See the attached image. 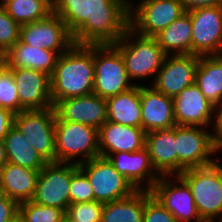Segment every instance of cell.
Masks as SVG:
<instances>
[{"label":"cell","instance_id":"cell-1","mask_svg":"<svg viewBox=\"0 0 222 222\" xmlns=\"http://www.w3.org/2000/svg\"><path fill=\"white\" fill-rule=\"evenodd\" d=\"M75 44H115L129 28V0H52Z\"/></svg>","mask_w":222,"mask_h":222},{"label":"cell","instance_id":"cell-2","mask_svg":"<svg viewBox=\"0 0 222 222\" xmlns=\"http://www.w3.org/2000/svg\"><path fill=\"white\" fill-rule=\"evenodd\" d=\"M51 81V100L85 96L93 93L94 45L73 44L59 55Z\"/></svg>","mask_w":222,"mask_h":222},{"label":"cell","instance_id":"cell-3","mask_svg":"<svg viewBox=\"0 0 222 222\" xmlns=\"http://www.w3.org/2000/svg\"><path fill=\"white\" fill-rule=\"evenodd\" d=\"M178 176L190 188L200 218L204 222H222L221 162L186 169Z\"/></svg>","mask_w":222,"mask_h":222},{"label":"cell","instance_id":"cell-4","mask_svg":"<svg viewBox=\"0 0 222 222\" xmlns=\"http://www.w3.org/2000/svg\"><path fill=\"white\" fill-rule=\"evenodd\" d=\"M114 45L120 50L131 81L148 77L155 80L166 54L154 37L139 35L128 28Z\"/></svg>","mask_w":222,"mask_h":222},{"label":"cell","instance_id":"cell-5","mask_svg":"<svg viewBox=\"0 0 222 222\" xmlns=\"http://www.w3.org/2000/svg\"><path fill=\"white\" fill-rule=\"evenodd\" d=\"M136 85L130 80L120 50L114 44L94 45L93 93L107 99Z\"/></svg>","mask_w":222,"mask_h":222},{"label":"cell","instance_id":"cell-6","mask_svg":"<svg viewBox=\"0 0 222 222\" xmlns=\"http://www.w3.org/2000/svg\"><path fill=\"white\" fill-rule=\"evenodd\" d=\"M55 152L56 162L78 165L100 156L98 130L82 123L56 121Z\"/></svg>","mask_w":222,"mask_h":222},{"label":"cell","instance_id":"cell-7","mask_svg":"<svg viewBox=\"0 0 222 222\" xmlns=\"http://www.w3.org/2000/svg\"><path fill=\"white\" fill-rule=\"evenodd\" d=\"M185 12L180 0H140L138 4L129 0V28L154 37Z\"/></svg>","mask_w":222,"mask_h":222},{"label":"cell","instance_id":"cell-8","mask_svg":"<svg viewBox=\"0 0 222 222\" xmlns=\"http://www.w3.org/2000/svg\"><path fill=\"white\" fill-rule=\"evenodd\" d=\"M56 113L53 107L45 110H24L14 114L13 125L47 163L56 162Z\"/></svg>","mask_w":222,"mask_h":222},{"label":"cell","instance_id":"cell-9","mask_svg":"<svg viewBox=\"0 0 222 222\" xmlns=\"http://www.w3.org/2000/svg\"><path fill=\"white\" fill-rule=\"evenodd\" d=\"M207 129L175 125L178 175L186 169L204 167L219 161L213 157L216 155L213 132Z\"/></svg>","mask_w":222,"mask_h":222},{"label":"cell","instance_id":"cell-10","mask_svg":"<svg viewBox=\"0 0 222 222\" xmlns=\"http://www.w3.org/2000/svg\"><path fill=\"white\" fill-rule=\"evenodd\" d=\"M94 192V201L108 203L125 198L136 189L113 167L107 158L98 156L80 163Z\"/></svg>","mask_w":222,"mask_h":222},{"label":"cell","instance_id":"cell-11","mask_svg":"<svg viewBox=\"0 0 222 222\" xmlns=\"http://www.w3.org/2000/svg\"><path fill=\"white\" fill-rule=\"evenodd\" d=\"M187 12L192 24V54L222 55V4Z\"/></svg>","mask_w":222,"mask_h":222},{"label":"cell","instance_id":"cell-12","mask_svg":"<svg viewBox=\"0 0 222 222\" xmlns=\"http://www.w3.org/2000/svg\"><path fill=\"white\" fill-rule=\"evenodd\" d=\"M73 176V163L48 162L40 171L31 201L63 209L70 204L69 186Z\"/></svg>","mask_w":222,"mask_h":222},{"label":"cell","instance_id":"cell-13","mask_svg":"<svg viewBox=\"0 0 222 222\" xmlns=\"http://www.w3.org/2000/svg\"><path fill=\"white\" fill-rule=\"evenodd\" d=\"M19 41L54 52H66L74 44L65 22L54 12L44 19L22 25Z\"/></svg>","mask_w":222,"mask_h":222},{"label":"cell","instance_id":"cell-14","mask_svg":"<svg viewBox=\"0 0 222 222\" xmlns=\"http://www.w3.org/2000/svg\"><path fill=\"white\" fill-rule=\"evenodd\" d=\"M151 193L178 222H204L197 211L190 188L178 175L161 176Z\"/></svg>","mask_w":222,"mask_h":222},{"label":"cell","instance_id":"cell-15","mask_svg":"<svg viewBox=\"0 0 222 222\" xmlns=\"http://www.w3.org/2000/svg\"><path fill=\"white\" fill-rule=\"evenodd\" d=\"M199 58L196 54L166 55L151 86L168 97H176L195 83Z\"/></svg>","mask_w":222,"mask_h":222},{"label":"cell","instance_id":"cell-16","mask_svg":"<svg viewBox=\"0 0 222 222\" xmlns=\"http://www.w3.org/2000/svg\"><path fill=\"white\" fill-rule=\"evenodd\" d=\"M53 108L56 121L82 123L97 130L107 121V101L95 93L58 100Z\"/></svg>","mask_w":222,"mask_h":222},{"label":"cell","instance_id":"cell-17","mask_svg":"<svg viewBox=\"0 0 222 222\" xmlns=\"http://www.w3.org/2000/svg\"><path fill=\"white\" fill-rule=\"evenodd\" d=\"M174 119L179 126L212 128L216 106L213 105L194 83L173 98ZM213 118V119H212Z\"/></svg>","mask_w":222,"mask_h":222},{"label":"cell","instance_id":"cell-18","mask_svg":"<svg viewBox=\"0 0 222 222\" xmlns=\"http://www.w3.org/2000/svg\"><path fill=\"white\" fill-rule=\"evenodd\" d=\"M20 101V112L53 107L50 76L29 68H10Z\"/></svg>","mask_w":222,"mask_h":222},{"label":"cell","instance_id":"cell-19","mask_svg":"<svg viewBox=\"0 0 222 222\" xmlns=\"http://www.w3.org/2000/svg\"><path fill=\"white\" fill-rule=\"evenodd\" d=\"M106 158L135 189L151 190L161 177L146 147L135 152L112 153Z\"/></svg>","mask_w":222,"mask_h":222},{"label":"cell","instance_id":"cell-20","mask_svg":"<svg viewBox=\"0 0 222 222\" xmlns=\"http://www.w3.org/2000/svg\"><path fill=\"white\" fill-rule=\"evenodd\" d=\"M146 132L139 127L111 121L98 130V149L101 157L117 152H135L145 147Z\"/></svg>","mask_w":222,"mask_h":222},{"label":"cell","instance_id":"cell-21","mask_svg":"<svg viewBox=\"0 0 222 222\" xmlns=\"http://www.w3.org/2000/svg\"><path fill=\"white\" fill-rule=\"evenodd\" d=\"M141 118L145 132L173 128L176 125L173 98L151 85H141Z\"/></svg>","mask_w":222,"mask_h":222},{"label":"cell","instance_id":"cell-22","mask_svg":"<svg viewBox=\"0 0 222 222\" xmlns=\"http://www.w3.org/2000/svg\"><path fill=\"white\" fill-rule=\"evenodd\" d=\"M145 147L149 151L153 167L160 176L178 175L175 126L146 132Z\"/></svg>","mask_w":222,"mask_h":222},{"label":"cell","instance_id":"cell-23","mask_svg":"<svg viewBox=\"0 0 222 222\" xmlns=\"http://www.w3.org/2000/svg\"><path fill=\"white\" fill-rule=\"evenodd\" d=\"M40 171L7 162L0 169V193L18 204L31 201Z\"/></svg>","mask_w":222,"mask_h":222},{"label":"cell","instance_id":"cell-24","mask_svg":"<svg viewBox=\"0 0 222 222\" xmlns=\"http://www.w3.org/2000/svg\"><path fill=\"white\" fill-rule=\"evenodd\" d=\"M48 49L29 46L19 40L7 51L9 68H29L51 76L60 54Z\"/></svg>","mask_w":222,"mask_h":222},{"label":"cell","instance_id":"cell-25","mask_svg":"<svg viewBox=\"0 0 222 222\" xmlns=\"http://www.w3.org/2000/svg\"><path fill=\"white\" fill-rule=\"evenodd\" d=\"M106 101L107 121L142 128L140 84Z\"/></svg>","mask_w":222,"mask_h":222},{"label":"cell","instance_id":"cell-26","mask_svg":"<svg viewBox=\"0 0 222 222\" xmlns=\"http://www.w3.org/2000/svg\"><path fill=\"white\" fill-rule=\"evenodd\" d=\"M154 38L166 55L192 54V24L189 13L186 11Z\"/></svg>","mask_w":222,"mask_h":222},{"label":"cell","instance_id":"cell-27","mask_svg":"<svg viewBox=\"0 0 222 222\" xmlns=\"http://www.w3.org/2000/svg\"><path fill=\"white\" fill-rule=\"evenodd\" d=\"M150 193L136 189L125 198L103 203L101 222H143L145 198Z\"/></svg>","mask_w":222,"mask_h":222},{"label":"cell","instance_id":"cell-28","mask_svg":"<svg viewBox=\"0 0 222 222\" xmlns=\"http://www.w3.org/2000/svg\"><path fill=\"white\" fill-rule=\"evenodd\" d=\"M195 84L213 105L222 103V55L200 56Z\"/></svg>","mask_w":222,"mask_h":222},{"label":"cell","instance_id":"cell-29","mask_svg":"<svg viewBox=\"0 0 222 222\" xmlns=\"http://www.w3.org/2000/svg\"><path fill=\"white\" fill-rule=\"evenodd\" d=\"M7 162L41 171L47 163L13 125L3 139Z\"/></svg>","mask_w":222,"mask_h":222},{"label":"cell","instance_id":"cell-30","mask_svg":"<svg viewBox=\"0 0 222 222\" xmlns=\"http://www.w3.org/2000/svg\"><path fill=\"white\" fill-rule=\"evenodd\" d=\"M2 6L20 26L44 19L53 12L52 0H11Z\"/></svg>","mask_w":222,"mask_h":222},{"label":"cell","instance_id":"cell-31","mask_svg":"<svg viewBox=\"0 0 222 222\" xmlns=\"http://www.w3.org/2000/svg\"><path fill=\"white\" fill-rule=\"evenodd\" d=\"M18 214L23 222H62L65 211L60 208L25 201L19 204Z\"/></svg>","mask_w":222,"mask_h":222},{"label":"cell","instance_id":"cell-32","mask_svg":"<svg viewBox=\"0 0 222 222\" xmlns=\"http://www.w3.org/2000/svg\"><path fill=\"white\" fill-rule=\"evenodd\" d=\"M70 203H84L94 201V192L86 174L73 164V176L69 186Z\"/></svg>","mask_w":222,"mask_h":222},{"label":"cell","instance_id":"cell-33","mask_svg":"<svg viewBox=\"0 0 222 222\" xmlns=\"http://www.w3.org/2000/svg\"><path fill=\"white\" fill-rule=\"evenodd\" d=\"M103 203L98 201L70 203L65 216L73 222H101Z\"/></svg>","mask_w":222,"mask_h":222},{"label":"cell","instance_id":"cell-34","mask_svg":"<svg viewBox=\"0 0 222 222\" xmlns=\"http://www.w3.org/2000/svg\"><path fill=\"white\" fill-rule=\"evenodd\" d=\"M0 106L10 110L14 114L20 112V101L18 98L13 73L9 70L0 81Z\"/></svg>","mask_w":222,"mask_h":222},{"label":"cell","instance_id":"cell-35","mask_svg":"<svg viewBox=\"0 0 222 222\" xmlns=\"http://www.w3.org/2000/svg\"><path fill=\"white\" fill-rule=\"evenodd\" d=\"M20 25L0 5V45L8 51L18 40Z\"/></svg>","mask_w":222,"mask_h":222},{"label":"cell","instance_id":"cell-36","mask_svg":"<svg viewBox=\"0 0 222 222\" xmlns=\"http://www.w3.org/2000/svg\"><path fill=\"white\" fill-rule=\"evenodd\" d=\"M143 222H178L176 218L150 193L145 198Z\"/></svg>","mask_w":222,"mask_h":222},{"label":"cell","instance_id":"cell-37","mask_svg":"<svg viewBox=\"0 0 222 222\" xmlns=\"http://www.w3.org/2000/svg\"><path fill=\"white\" fill-rule=\"evenodd\" d=\"M19 204L0 193V222H8L18 214Z\"/></svg>","mask_w":222,"mask_h":222},{"label":"cell","instance_id":"cell-38","mask_svg":"<svg viewBox=\"0 0 222 222\" xmlns=\"http://www.w3.org/2000/svg\"><path fill=\"white\" fill-rule=\"evenodd\" d=\"M213 122L214 145L218 153L222 151V103L216 106L215 121Z\"/></svg>","mask_w":222,"mask_h":222},{"label":"cell","instance_id":"cell-39","mask_svg":"<svg viewBox=\"0 0 222 222\" xmlns=\"http://www.w3.org/2000/svg\"><path fill=\"white\" fill-rule=\"evenodd\" d=\"M14 113L0 106V140L3 141L13 126Z\"/></svg>","mask_w":222,"mask_h":222},{"label":"cell","instance_id":"cell-40","mask_svg":"<svg viewBox=\"0 0 222 222\" xmlns=\"http://www.w3.org/2000/svg\"><path fill=\"white\" fill-rule=\"evenodd\" d=\"M186 11L199 8L222 4V0H180Z\"/></svg>","mask_w":222,"mask_h":222},{"label":"cell","instance_id":"cell-41","mask_svg":"<svg viewBox=\"0 0 222 222\" xmlns=\"http://www.w3.org/2000/svg\"><path fill=\"white\" fill-rule=\"evenodd\" d=\"M7 163V154L4 142L0 140V169Z\"/></svg>","mask_w":222,"mask_h":222},{"label":"cell","instance_id":"cell-42","mask_svg":"<svg viewBox=\"0 0 222 222\" xmlns=\"http://www.w3.org/2000/svg\"><path fill=\"white\" fill-rule=\"evenodd\" d=\"M10 70L6 60H0V81H2L3 76Z\"/></svg>","mask_w":222,"mask_h":222},{"label":"cell","instance_id":"cell-43","mask_svg":"<svg viewBox=\"0 0 222 222\" xmlns=\"http://www.w3.org/2000/svg\"><path fill=\"white\" fill-rule=\"evenodd\" d=\"M7 56V51L0 45V60H5Z\"/></svg>","mask_w":222,"mask_h":222},{"label":"cell","instance_id":"cell-44","mask_svg":"<svg viewBox=\"0 0 222 222\" xmlns=\"http://www.w3.org/2000/svg\"><path fill=\"white\" fill-rule=\"evenodd\" d=\"M8 222H23L20 215L17 214L14 218H12L11 220H9Z\"/></svg>","mask_w":222,"mask_h":222},{"label":"cell","instance_id":"cell-45","mask_svg":"<svg viewBox=\"0 0 222 222\" xmlns=\"http://www.w3.org/2000/svg\"><path fill=\"white\" fill-rule=\"evenodd\" d=\"M62 222H73L72 220H70L69 218H67L66 216L63 218Z\"/></svg>","mask_w":222,"mask_h":222},{"label":"cell","instance_id":"cell-46","mask_svg":"<svg viewBox=\"0 0 222 222\" xmlns=\"http://www.w3.org/2000/svg\"><path fill=\"white\" fill-rule=\"evenodd\" d=\"M8 1H11V0H0V5H3L5 2H8Z\"/></svg>","mask_w":222,"mask_h":222}]
</instances>
